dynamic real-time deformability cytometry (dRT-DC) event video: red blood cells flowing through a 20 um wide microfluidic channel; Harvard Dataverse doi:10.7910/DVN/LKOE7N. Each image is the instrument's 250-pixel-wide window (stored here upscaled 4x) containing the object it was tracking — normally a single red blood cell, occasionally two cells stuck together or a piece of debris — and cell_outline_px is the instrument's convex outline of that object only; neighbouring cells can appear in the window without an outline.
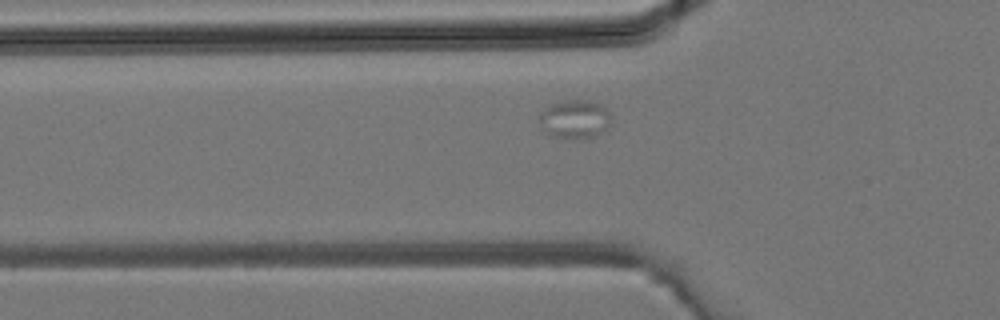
{"species": "common noctule bat (a hibernating species)", "species_latin": "Nyctalus noctula", "temperature_condition": "room temperature", "stored_images_in_passage": 26, "segment_of_instrument_passage": [1, 2], "camera_frame_rate_fps": 3000, "um_per_image_px": 0.085, "animal": {"sex": "male", "body_mass_g": 19.2, "forearm_length_mm": 51.8}, "frame": {"image": 1, "passage_image": 7, "time_ms": 2.0, "image_size_px": [1000, 320], "cell_outline_px": [[608, 124], [596, 136], [552, 136], [540, 128], [540, 112], [552, 104], [560, 100], [588, 100], [600, 104], [608, 112]], "centroid_in_image_um": [48.79, 10.07], "position_along_channel_um": 77.0, "area_um2": 15.37}}
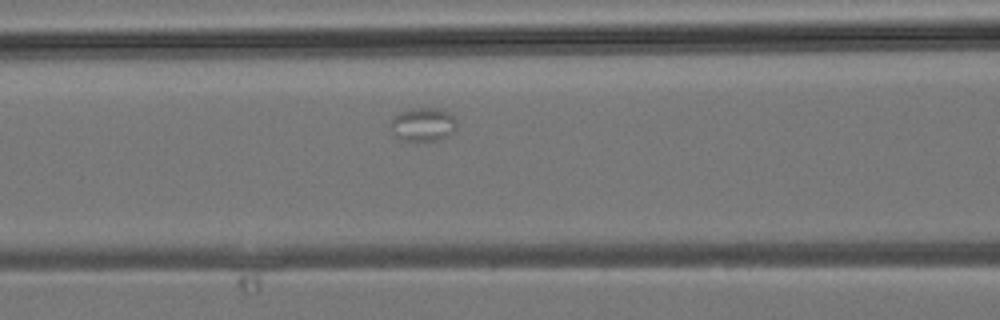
{"frame": {"image": 2, "passage_image": 10, "time_ms": 3.0, "image_size_px": [1000, 320], "cell_outline_px": [[456, 128], [448, 136], [440, 140], [396, 140], [388, 124], [400, 112], [416, 108], [436, 108], [448, 112], [456, 120]], "centroid_in_image_um": [35.93, 10.59], "position_along_channel_um": 130.7, "area_um2": 12.95}}
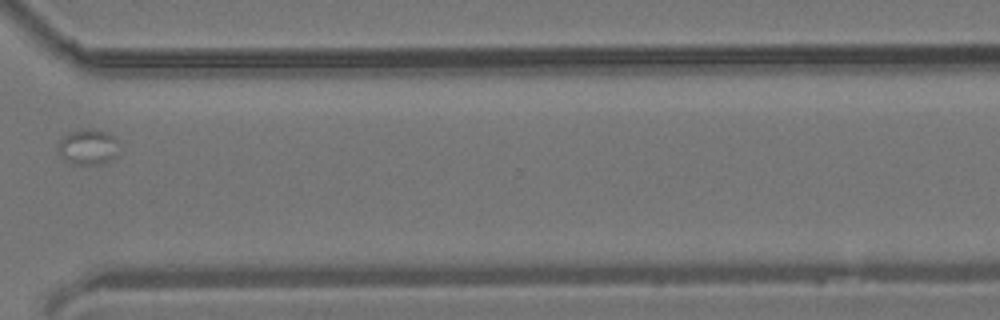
{"frame": {"image": 3, "passage_image": 23, "time_ms": 7.333, "image_size_px": [1000, 320], "cell_outline_px": [[120, 152], [112, 160], [100, 164], [72, 164], [64, 160], [56, 148], [56, 144], [64, 136], [72, 132], [108, 132], [120, 140]], "centroid_in_image_um": [7.54, 12.55], "position_along_channel_um": 363.1, "area_um2": 12.54}}